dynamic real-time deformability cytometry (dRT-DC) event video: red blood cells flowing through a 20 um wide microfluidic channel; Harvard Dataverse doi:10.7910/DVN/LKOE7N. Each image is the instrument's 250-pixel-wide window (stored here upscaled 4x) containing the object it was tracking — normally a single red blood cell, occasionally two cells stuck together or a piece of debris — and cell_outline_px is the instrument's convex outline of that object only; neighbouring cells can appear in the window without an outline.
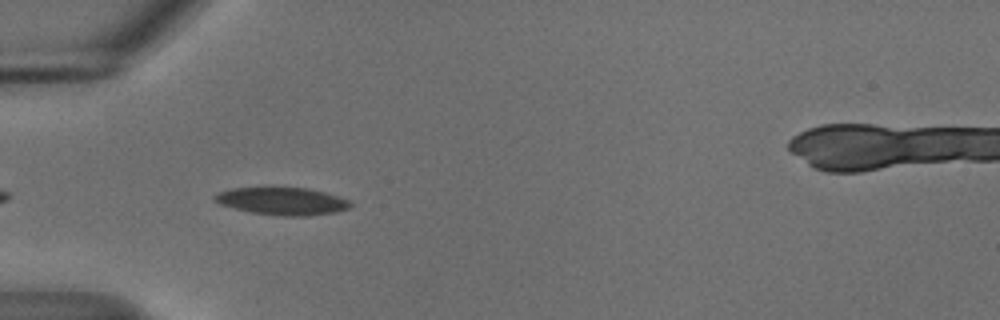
{"species": "common noctule bat (a hibernating species)", "species_latin": "Nyctalus noctula", "temperature_condition": "cold", "stored_images_in_passage": 40, "camera_frame_rate_fps": 3000, "um_per_image_px": 0.085, "animal": {"sex": "male", "body_mass_g": 18.8}, "frame": {"image": 1, "passage_image": 3, "time_ms": 0.667, "image_size_px": [1000, 320], "cell_outline_px": [[352, 204], [348, 208], [336, 212], [304, 216], [280, 216], [252, 212], [220, 204], [212, 200], [212, 196], [216, 192], [232, 188], [268, 184], [308, 188], [324, 192], [348, 200]], "centroid_in_image_um": [23.89, 17.04], "position_along_channel_um": 61.1, "area_um2": 22.66}}
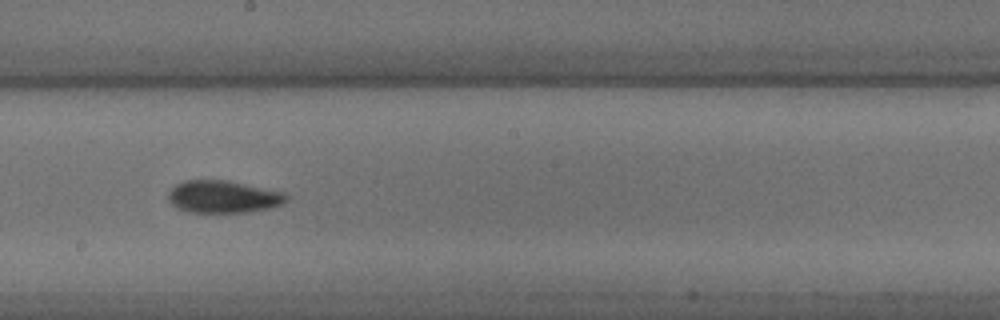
{"frame": {"image": 2, "passage_image": 17, "time_ms": 5.333, "image_size_px": [1000, 320], "cell_outline_px": [[288, 200], [284, 204], [268, 208], [248, 212], [188, 212], [176, 208], [168, 200], [168, 192], [176, 184], [184, 180], [224, 180], [284, 192], [288, 196]], "centroid_in_image_um": [18.96, 16.73], "position_along_channel_um": 229.2, "area_um2": 22.25}}
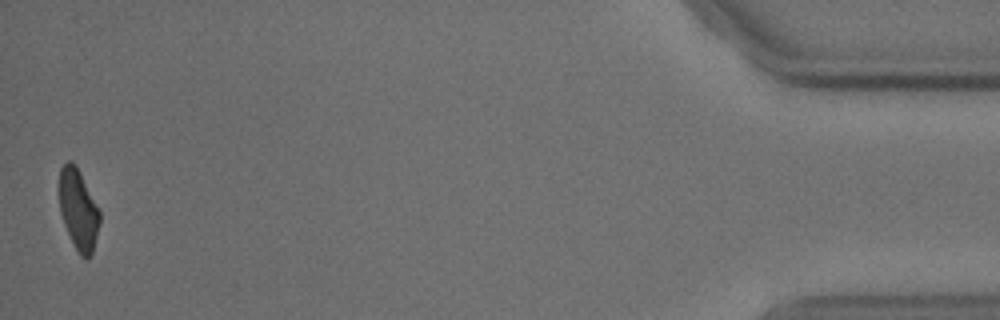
{"frame": {"image": 3, "passage_image": 40, "time_ms": 13.0, "image_size_px": [1000, 320], "cell_outline_px": [[100, 220], [92, 252], [88, 260], [80, 256], [64, 224], [60, 212], [60, 168], [68, 160], [72, 160], [76, 164], [100, 212]], "centroid_in_image_um": [6.66, 17.8], "position_along_channel_um": 428.5, "area_um2": 18.61}, "authors_computed_cell_mechanics": {"area_um2": 21.0392, "velocity_mm_per_s": 3.6986, "shape_relaxation_time_tau1_ms": 7.4921, "shape_relaxation_time_tau2_ms": 3.4415, "deformation_change_tau1": 0.1567, "deformation_change_tau2": 0.0921}}